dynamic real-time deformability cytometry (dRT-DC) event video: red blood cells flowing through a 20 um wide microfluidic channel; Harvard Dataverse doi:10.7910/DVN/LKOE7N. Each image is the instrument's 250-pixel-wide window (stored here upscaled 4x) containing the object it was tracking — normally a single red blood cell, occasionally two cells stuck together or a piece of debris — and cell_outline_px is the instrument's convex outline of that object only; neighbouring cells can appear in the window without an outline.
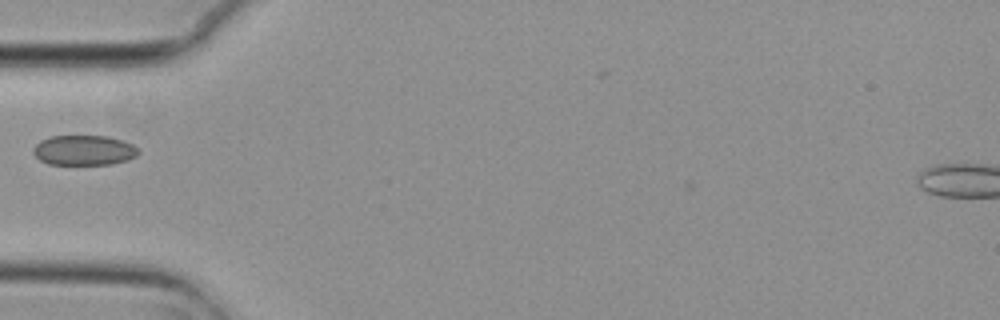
{"species": "common noctule bat (a hibernating species)", "species_latin": "Nyctalus noctula", "temperature_condition": "cold", "stored_images_in_passage": 1, "camera_frame_rate_fps": 3000, "um_per_image_px": 0.085, "animal": {"sex": "female", "body_mass_g": 29.2, "forearm_length_mm": 56.3}, "frame": {"image": 1, "passage_image": 1, "time_ms": 0.0, "image_size_px": [1000, 320], "cell_outline_px": [[140, 152], [136, 156], [128, 160], [112, 164], [48, 164], [40, 160], [32, 152], [32, 148], [40, 140], [52, 136], [108, 136], [124, 140], [140, 148]], "centroid_in_image_um": [7.16, 12.77], "position_along_channel_um": 77.8, "area_um2": 18.61}}